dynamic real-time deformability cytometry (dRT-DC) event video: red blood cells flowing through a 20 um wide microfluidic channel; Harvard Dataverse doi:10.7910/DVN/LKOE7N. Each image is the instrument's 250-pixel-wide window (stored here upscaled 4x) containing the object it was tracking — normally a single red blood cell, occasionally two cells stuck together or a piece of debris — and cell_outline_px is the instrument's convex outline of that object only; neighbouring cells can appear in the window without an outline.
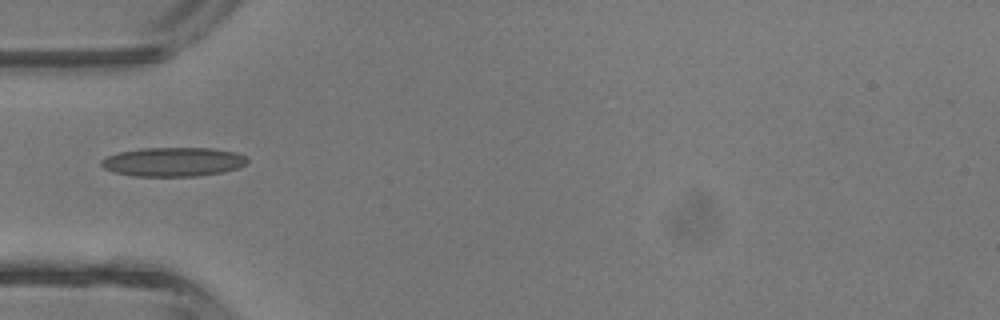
{"species": "common noctule bat (a hibernating species)", "species_latin": "Nyctalus noctula", "temperature_condition": "room temperature", "stored_images_in_passage": 1, "camera_frame_rate_fps": 3000, "um_per_image_px": 0.085, "animal": {"sex": "male", "body_mass_g": 13.3}, "frame": {"image": 1, "passage_image": 1, "time_ms": 0.0, "image_size_px": [1000, 320], "cell_outline_px": [[248, 160], [244, 164], [236, 168], [224, 172], [200, 176], [132, 176], [112, 172], [104, 168], [100, 164], [100, 160], [116, 152], [140, 148], [212, 148], [236, 152], [248, 156]], "centroid_in_image_um": [14.7, 13.75], "position_along_channel_um": 70.3, "area_um2": 25.03}}